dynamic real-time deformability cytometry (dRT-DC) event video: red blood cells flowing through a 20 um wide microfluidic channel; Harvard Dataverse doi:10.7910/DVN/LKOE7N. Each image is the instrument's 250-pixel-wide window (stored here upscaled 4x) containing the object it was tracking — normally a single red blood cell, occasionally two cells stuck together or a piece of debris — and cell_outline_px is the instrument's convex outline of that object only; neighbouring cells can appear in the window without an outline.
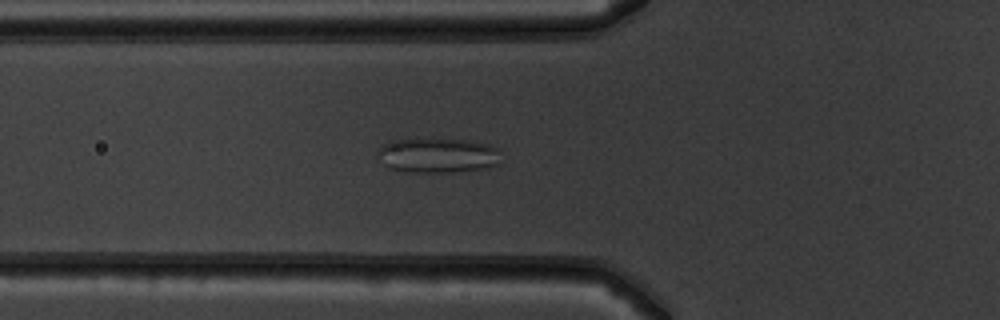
{"species": "common noctule bat (a hibernating species)", "species_latin": "Nyctalus noctula", "temperature_condition": "warm", "stored_images_in_passage": 36, "segment_of_instrument_passage": [1, 2], "camera_frame_rate_fps": 3000, "um_per_image_px": 0.085, "animal": {"sex": "male", "body_mass_g": 19.5, "forearm_length_mm": 54.6}, "frame": {"image": 1, "passage_image": 9, "time_ms": 2.667, "image_size_px": [1000, 320], "cell_outline_px": [[500, 164], [488, 168], [456, 172], [400, 172], [384, 164], [376, 152], [388, 140], [408, 136], [428, 136], [468, 140], [488, 144], [500, 148]], "centroid_in_image_um": [37.2, 13.15], "position_along_channel_um": 88.6, "area_um2": 26.53}}
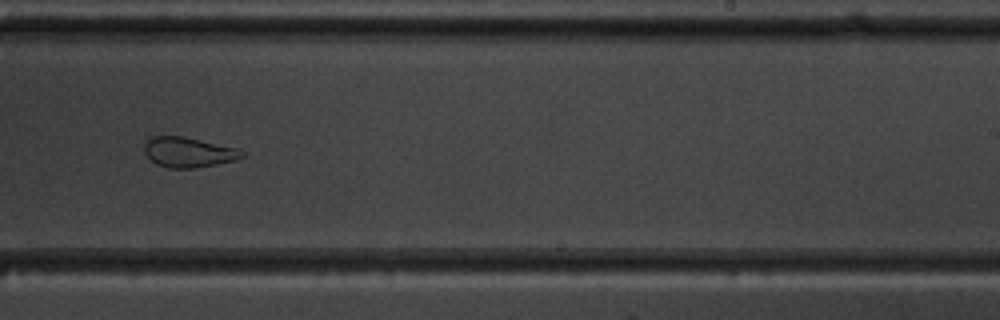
{"frame": {"image": 2, "passage_image": 23, "time_ms": 7.333, "image_size_px": [1000, 320], "cell_outline_px": [[248, 156], [236, 160], [196, 168], [168, 168], [156, 164], [144, 152], [144, 144], [152, 136], [184, 136], [236, 148], [244, 152]], "centroid_in_image_um": [16.04, 12.94], "position_along_channel_um": 273.0, "area_um2": 17.17}}
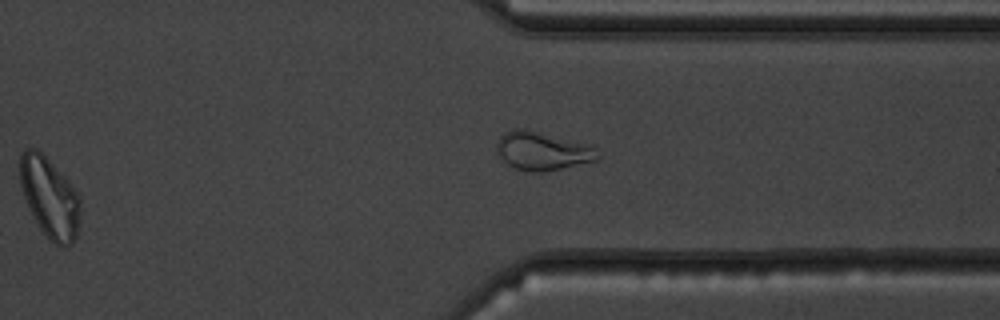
{"frame": {"image": 3, "passage_image": 30, "time_ms": 9.667, "image_size_px": [1000, 320], "cell_outline_px": [[80, 212], [76, 236], [72, 244], [64, 248], [60, 248], [40, 228], [28, 208], [20, 184], [20, 152], [24, 148], [36, 148], [64, 176], [76, 192], [80, 200]], "centroid_in_image_um": [4.21, 16.79], "position_along_channel_um": 407.2, "area_um2": 27.86}}